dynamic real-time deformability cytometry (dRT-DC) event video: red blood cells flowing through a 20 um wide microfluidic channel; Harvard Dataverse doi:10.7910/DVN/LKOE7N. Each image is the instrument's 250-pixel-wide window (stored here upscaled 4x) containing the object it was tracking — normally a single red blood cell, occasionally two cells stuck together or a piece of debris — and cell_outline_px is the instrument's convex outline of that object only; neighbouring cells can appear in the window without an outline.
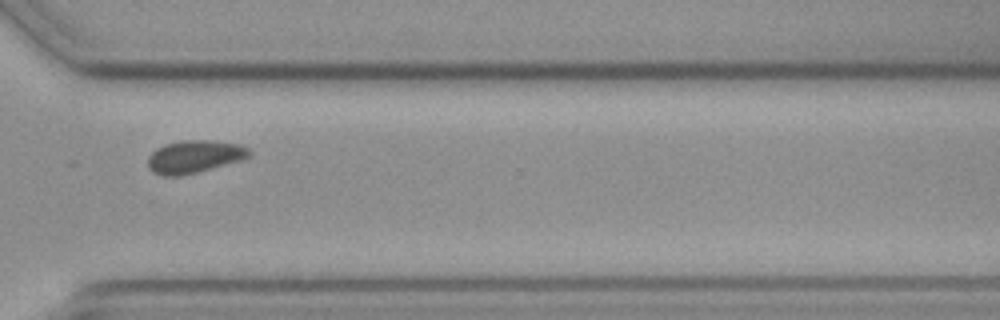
{"species": "common noctule bat (a hibernating species)", "species_latin": "Nyctalus noctula", "temperature_condition": "cold", "stored_images_in_passage": 16, "camera_frame_rate_fps": 3000, "um_per_image_px": 0.085, "animal": {"sex": "female", "body_mass_g": 19.3, "forearm_length_mm": 54.1}, "frame": {"image": 1, "passage_image": 12, "time_ms": 13.667, "image_size_px": [1000, 320], "cell_outline_px": [[252, 152], [248, 156], [240, 160], [196, 172], [180, 176], [164, 176], [152, 172], [148, 168], [148, 156], [156, 148], [164, 144], [184, 140], [212, 140], [240, 144], [248, 148]], "centroid_in_image_um": [16.48, 13.3], "position_along_channel_um": 354.1, "area_um2": 19.25}}
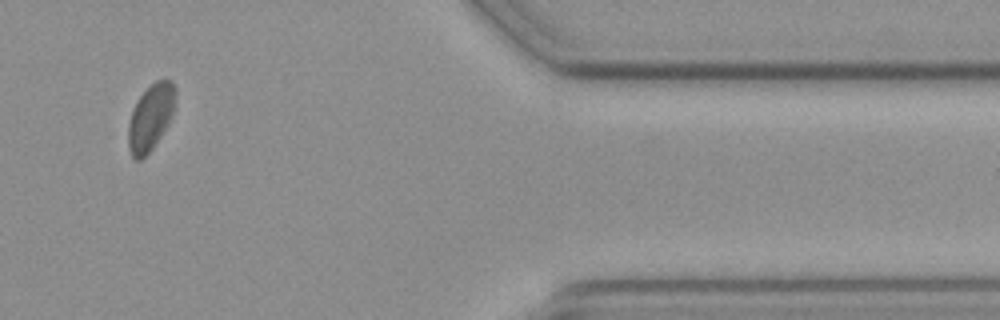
{"frame": {"image": 2, "passage_image": 14, "time_ms": 16.0, "image_size_px": [1000, 320], "cell_outline_px": [[176, 96], [172, 116], [168, 124], [152, 148], [140, 160], [136, 160], [132, 156], [128, 148], [128, 124], [132, 108], [140, 96], [156, 80], [172, 80], [176, 88]], "centroid_in_image_um": [12.8, 9.96], "position_along_channel_um": 398.6, "area_um2": 18.09}, "authors_computed_cell_mechanics": {"area_um2": 19.2763, "velocity_mm_per_s": 3.3418, "shape_relaxation_time_tau1_ms": 3.9691, "shape_relaxation_time_tau2_ms": null, "deformation_change_tau1": 0.0455, "deformation_change_tau2": null}}